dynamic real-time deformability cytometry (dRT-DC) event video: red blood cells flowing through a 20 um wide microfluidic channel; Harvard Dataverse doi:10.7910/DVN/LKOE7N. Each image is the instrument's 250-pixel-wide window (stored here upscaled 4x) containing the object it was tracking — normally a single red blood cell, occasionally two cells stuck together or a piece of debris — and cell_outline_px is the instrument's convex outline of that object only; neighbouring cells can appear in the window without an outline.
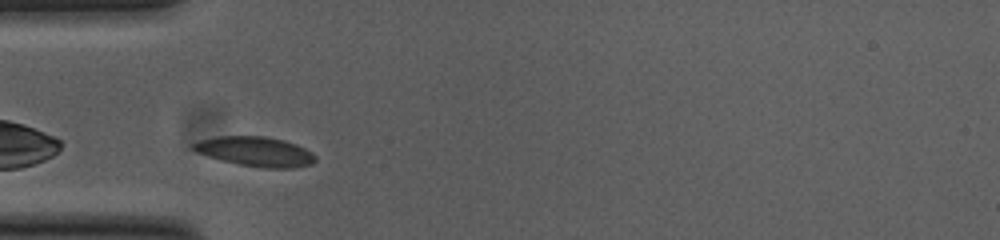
{"species": "common noctule bat (a hibernating species)", "species_latin": "Nyctalus noctula", "temperature_condition": "cold", "stored_images_in_passage": 30, "camera_frame_rate_fps": 3000, "um_per_image_px": 0.085, "animal": {"sex": "female", "body_mass_g": 23.0, "forearm_length_mm": 53.4}, "frame": {"image": 1, "passage_image": 2, "time_ms": 0.333, "image_size_px": [1000, 240], "cell_outline_px": [[316, 160], [312, 164], [292, 168], [264, 168], [240, 164], [220, 160], [196, 152], [192, 148], [192, 144], [200, 140], [216, 136], [264, 136], [284, 140], [296, 144], [312, 152], [316, 156]], "centroid_in_image_um": [21.72, 12.88], "position_along_channel_um": 63.3, "area_um2": 21.1}}
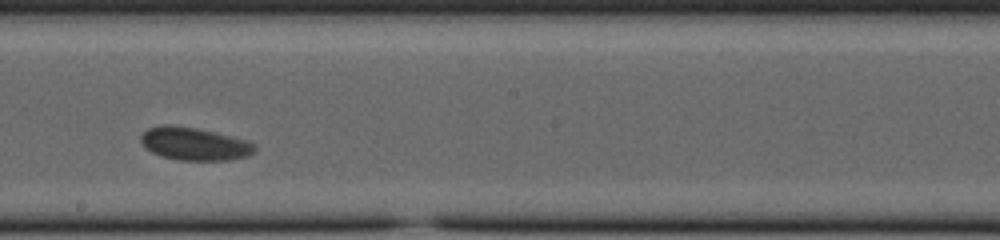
{"frame": {"image": 2, "passage_image": 16, "time_ms": 5.0, "image_size_px": [1000, 240], "cell_outline_px": [[256, 152], [248, 156], [228, 160], [180, 160], [160, 156], [152, 152], [140, 140], [140, 136], [148, 128], [164, 124], [172, 124], [196, 128], [248, 140], [256, 144]], "centroid_in_image_um": [16.56, 12.22], "position_along_channel_um": 231.6, "area_um2": 21.85}}
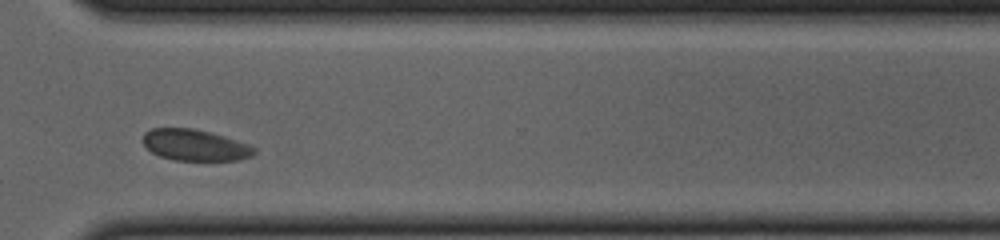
{"frame": {"image": 3, "passage_image": 26, "time_ms": 8.333, "image_size_px": [1000, 240], "cell_outline_px": [[256, 152], [252, 156], [236, 160], [172, 160], [160, 156], [152, 152], [144, 144], [144, 132], [152, 128], [192, 128], [224, 136], [248, 144], [256, 148]], "centroid_in_image_um": [16.58, 12.33], "position_along_channel_um": 354.0, "area_um2": 20.11}, "authors_computed_cell_mechanics": {"area_um2": 21.5594, "velocity_mm_per_s": 3.6429, "shape_relaxation_time_tau1_ms": 4.1715, "shape_relaxation_time_tau2_ms": 0.6993, "deformation_change_tau1": 0.0673, "deformation_change_tau2": 0.0419}}